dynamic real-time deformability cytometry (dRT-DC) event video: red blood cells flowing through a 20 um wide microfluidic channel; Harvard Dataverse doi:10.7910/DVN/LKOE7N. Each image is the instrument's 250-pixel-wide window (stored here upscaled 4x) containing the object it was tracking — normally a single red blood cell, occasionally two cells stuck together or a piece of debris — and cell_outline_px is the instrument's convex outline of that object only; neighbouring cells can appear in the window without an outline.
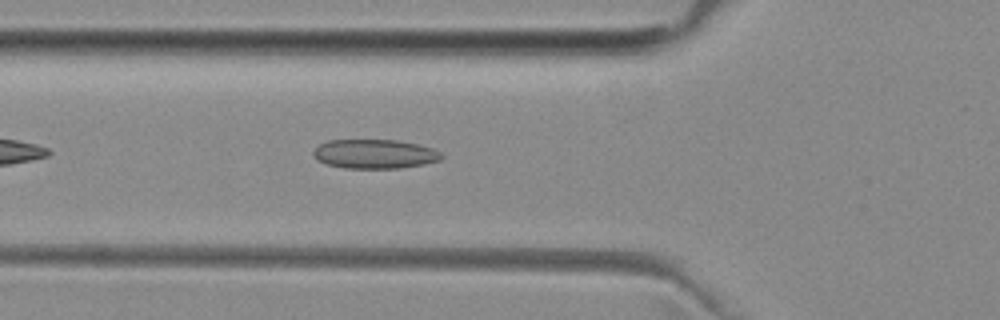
{"species": "common noctule bat (a hibernating species)", "species_latin": "Nyctalus noctula", "temperature_condition": "room temperature", "stored_images_in_passage": 9, "camera_frame_rate_fps": 3000, "um_per_image_px": 0.085, "animal": {"sex": "female", "body_mass_g": 29.2, "forearm_length_mm": 56.3}, "frame": {"image": 1, "passage_image": 6, "time_ms": 1.667, "image_size_px": [1000, 320], "cell_outline_px": [[444, 156], [440, 160], [424, 164], [400, 168], [344, 168], [328, 164], [316, 160], [312, 152], [320, 144], [328, 140], [396, 140], [416, 144], [432, 148], [440, 152]], "centroid_in_image_um": [31.84, 13.09], "position_along_channel_um": 94.0, "area_um2": 21.73}}
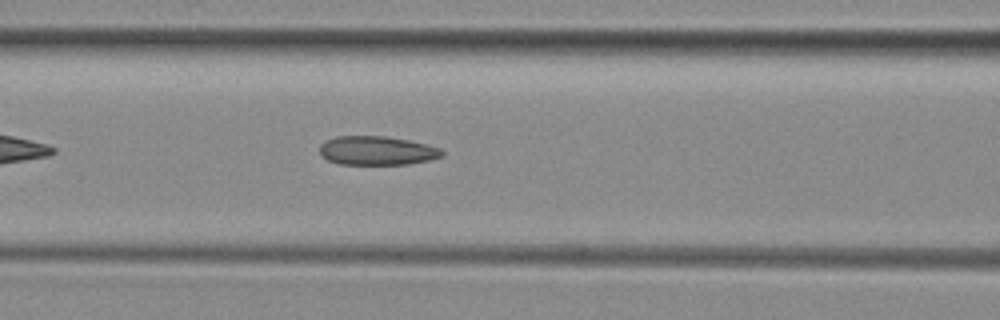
{"frame": {"image": 2, "passage_image": 9, "time_ms": 2.667, "image_size_px": [1000, 320], "cell_outline_px": [[444, 156], [428, 160], [408, 164], [340, 164], [328, 160], [320, 156], [320, 144], [336, 136], [384, 136], [408, 140], [440, 148], [444, 152]], "centroid_in_image_um": [32.02, 12.8], "position_along_channel_um": 134.6, "area_um2": 20.52}}